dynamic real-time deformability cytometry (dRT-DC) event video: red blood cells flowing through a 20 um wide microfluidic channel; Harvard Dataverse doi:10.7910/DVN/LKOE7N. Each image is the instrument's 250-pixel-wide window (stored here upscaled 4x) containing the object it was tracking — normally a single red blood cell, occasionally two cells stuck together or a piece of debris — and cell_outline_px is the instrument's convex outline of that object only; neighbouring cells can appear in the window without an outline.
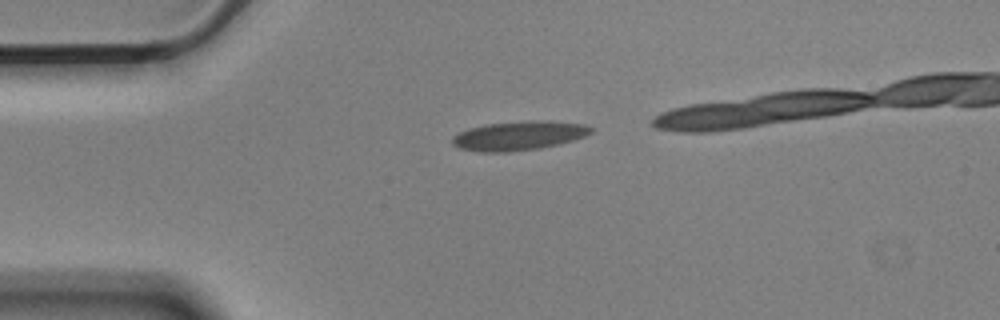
{"species": "Egyptian fruit bat (a non-hibernating species)", "species_latin": "Rousettus aegyptiacus", "temperature_condition": "cold", "stored_images_in_passage": 33, "camera_frame_rate_fps": 3000, "um_per_image_px": 0.085, "animal": {"sex": "male"}, "frame": {"image": 1, "passage_image": 1, "time_ms": 0.0, "image_size_px": [1000, 320], "cell_outline_px": [[596, 128], [592, 132], [584, 136], [572, 140], [540, 148], [508, 152], [476, 152], [460, 148], [452, 144], [452, 136], [468, 128], [488, 124], [528, 120], [552, 120], [584, 124]], "centroid_in_image_um": [44.11, 11.52], "position_along_channel_um": 40.9, "area_um2": 23.7}}
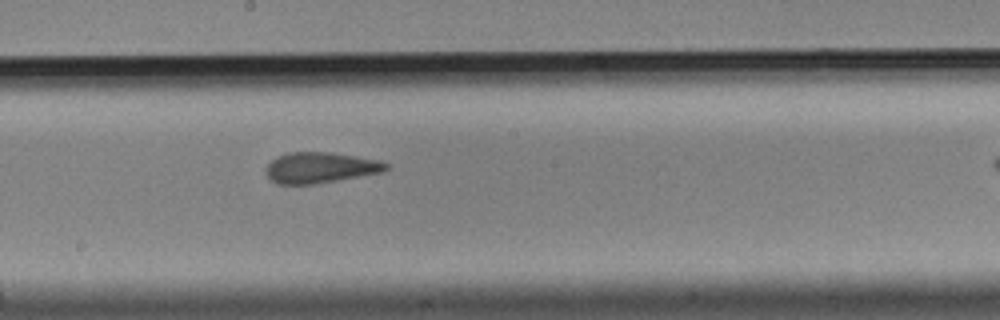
{"frame": {"image": 2, "passage_image": 18, "time_ms": 5.667, "image_size_px": [1000, 320], "cell_outline_px": [[392, 168], [384, 172], [312, 184], [276, 184], [268, 176], [264, 168], [276, 156], [288, 152], [332, 152], [380, 160], [392, 164]], "centroid_in_image_um": [27.28, 14.23], "position_along_channel_um": 220.9, "area_um2": 21.79}}
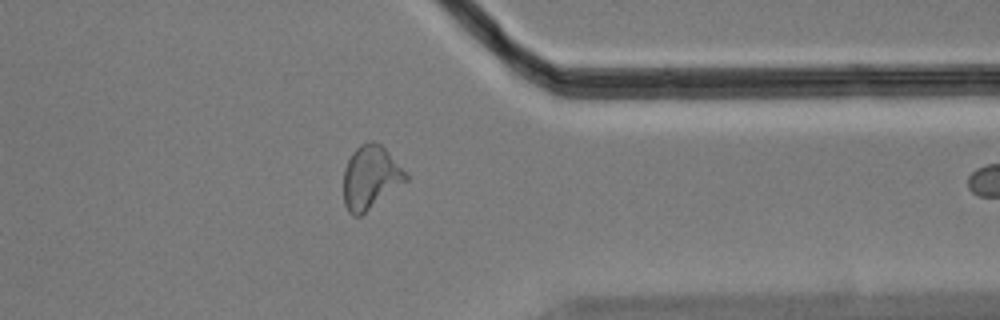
{"frame": {"image": 3, "passage_image": 32, "time_ms": 10.333, "image_size_px": [1000, 320], "cell_outline_px": [[408, 180], [360, 216], [352, 216], [348, 212], [344, 204], [344, 168], [352, 152], [360, 144], [372, 140], [380, 144], [408, 172]], "centroid_in_image_um": [31.5, 15.07], "position_along_channel_um": 379.9, "area_um2": 23.06}}